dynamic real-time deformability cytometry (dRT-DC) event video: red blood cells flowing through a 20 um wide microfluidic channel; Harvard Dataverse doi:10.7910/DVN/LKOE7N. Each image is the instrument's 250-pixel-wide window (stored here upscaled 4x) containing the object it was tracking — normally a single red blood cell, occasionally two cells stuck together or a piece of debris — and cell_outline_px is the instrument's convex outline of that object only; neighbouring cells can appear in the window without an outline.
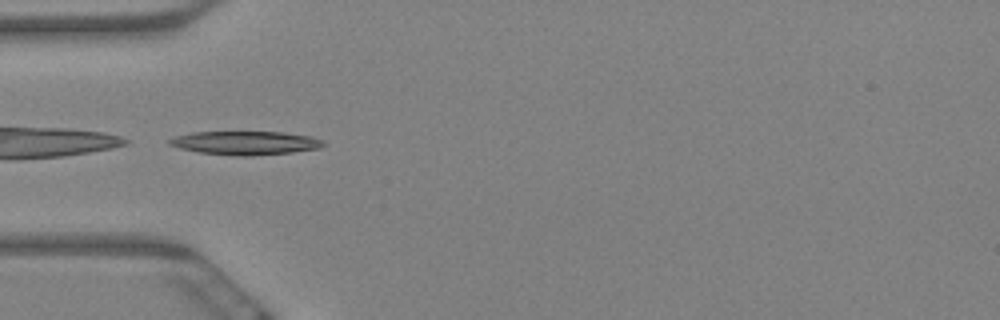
{"species": "Egyptian fruit bat (a non-hibernating species)", "species_latin": "Rousettus aegyptiacus", "temperature_condition": "warm", "stored_images_in_passage": 7, "camera_frame_rate_fps": 3000, "um_per_image_px": 0.085, "animal": {"sex": "female"}, "frame": {"image": 1, "passage_image": 6, "time_ms": 1.667, "image_size_px": [1000, 320], "cell_outline_px": [[328, 144], [320, 148], [292, 152], [252, 156], [240, 156], [200, 152], [180, 148], [168, 144], [168, 140], [176, 136], [192, 132], [284, 132], [312, 136], [324, 140]], "centroid_in_image_um": [20.93, 12.14], "position_along_channel_um": 64.1, "area_um2": 21.27}}
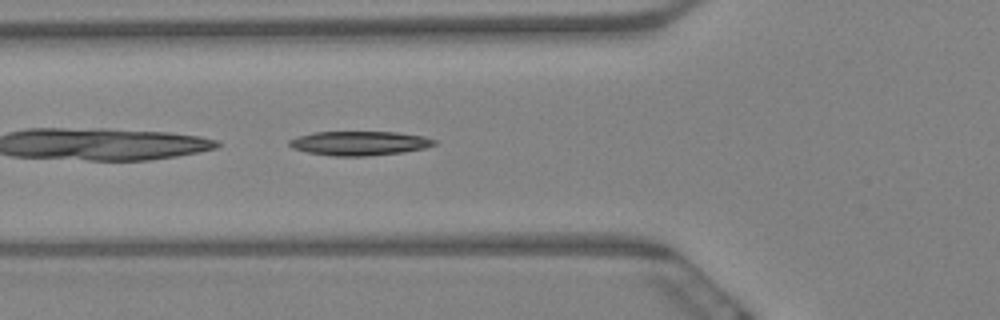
{"frame": {"image": 2, "passage_image": 7, "time_ms": 2.0, "image_size_px": [1000, 320], "cell_outline_px": [[436, 144], [428, 148], [404, 152], [368, 156], [332, 156], [308, 152], [292, 148], [288, 144], [288, 140], [312, 132], [396, 132], [424, 136], [436, 140]], "centroid_in_image_um": [30.59, 12.18], "position_along_channel_um": 95.2, "area_um2": 20.58}}